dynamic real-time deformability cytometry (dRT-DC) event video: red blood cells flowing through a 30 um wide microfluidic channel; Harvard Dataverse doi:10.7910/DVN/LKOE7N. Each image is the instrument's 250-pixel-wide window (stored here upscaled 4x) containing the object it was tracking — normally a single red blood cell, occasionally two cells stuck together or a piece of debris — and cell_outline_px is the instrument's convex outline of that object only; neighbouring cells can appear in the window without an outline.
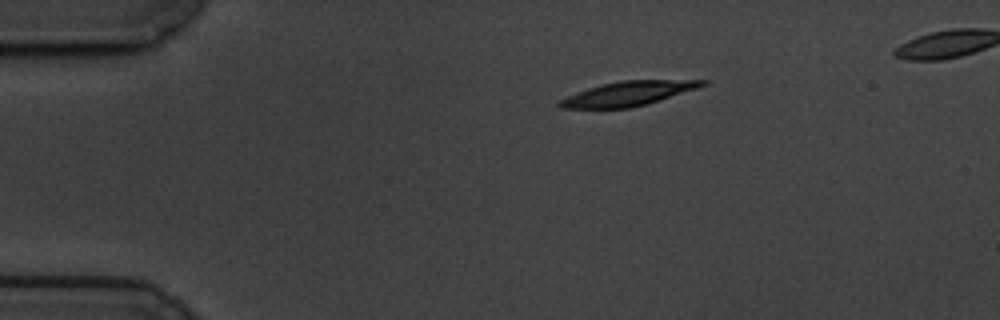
{"species": "common noctule bat (a hibernating species)", "species_latin": "Nyctalus noctula", "temperature_condition": "cold", "stored_images_in_passage": 47, "camera_frame_rate_fps": 3000, "um_per_image_px": 0.085, "animal": {"sex": "male", "body_mass_g": 19.5, "forearm_length_mm": 54.6}, "frame": {"image": 1, "passage_image": 1, "time_ms": 0.0, "image_size_px": [1000, 320], "cell_outline_px": [[708, 84], [696, 88], [644, 104], [628, 108], [560, 108], [556, 104], [556, 100], [588, 88], [620, 80], [708, 80]], "centroid_in_image_um": [53.31, 7.95], "position_along_channel_um": 31.7, "area_um2": 19.88}}
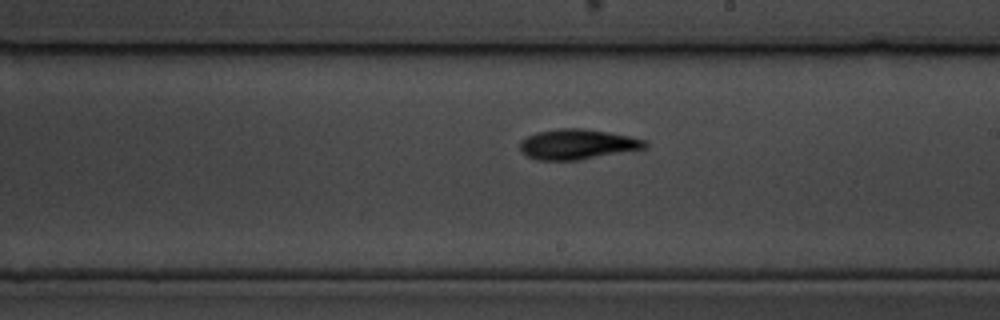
{"frame": {"image": 2, "passage_image": 24, "time_ms": 7.667, "image_size_px": [1000, 320], "cell_outline_px": [[648, 144], [644, 148], [576, 160], [536, 160], [528, 156], [520, 148], [520, 144], [528, 136], [536, 132], [556, 128], [580, 128], [608, 132], [648, 140]], "centroid_in_image_um": [49.07, 12.25], "position_along_channel_um": 239.9, "area_um2": 21.62}}
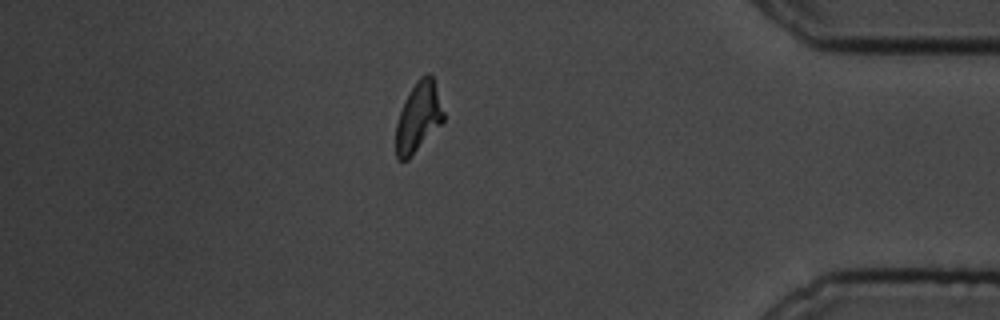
{"frame": {"image": 3, "passage_image": 41, "time_ms": 13.333, "image_size_px": [1000, 320], "cell_outline_px": [[444, 120], [408, 160], [396, 160], [396, 124], [404, 100], [420, 76], [428, 72], [432, 76], [444, 112]], "centroid_in_image_um": [35.54, 9.97], "position_along_channel_um": 399.7, "area_um2": 19.07}}